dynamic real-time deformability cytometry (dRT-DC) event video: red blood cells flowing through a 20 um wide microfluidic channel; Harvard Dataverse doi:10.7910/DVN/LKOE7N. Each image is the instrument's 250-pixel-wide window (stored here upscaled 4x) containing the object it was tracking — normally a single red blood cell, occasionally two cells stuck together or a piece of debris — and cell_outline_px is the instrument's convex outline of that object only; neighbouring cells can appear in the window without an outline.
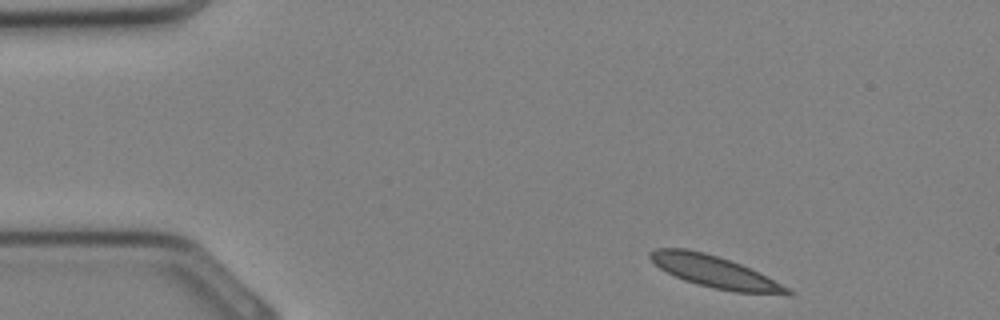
{"species": "Egyptian fruit bat (a non-hibernating species)", "species_latin": "Rousettus aegyptiacus", "temperature_condition": "cold", "stored_images_in_passage": 30, "camera_frame_rate_fps": 3000, "um_per_image_px": 0.085, "animal": {"sex": "female"}, "frame": {"image": 1, "passage_image": 1, "time_ms": 0.0, "image_size_px": [1000, 320], "cell_outline_px": [[792, 296], [788, 296], [736, 292], [696, 284], [684, 280], [660, 268], [648, 256], [648, 252], [656, 248], [688, 248], [704, 252], [740, 264], [760, 272], [788, 288], [792, 292]], "centroid_in_image_um": [60.8, 23.11], "position_along_channel_um": 24.2, "area_um2": 25.37}}
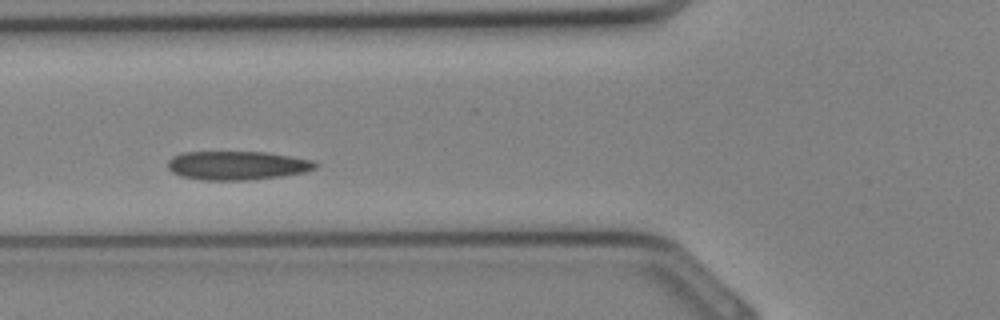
{"frame": {"image": 2, "passage_image": 9, "time_ms": 2.667, "image_size_px": [1000, 320], "cell_outline_px": [[320, 164], [316, 168], [304, 172], [284, 176], [248, 180], [200, 180], [180, 176], [172, 172], [168, 168], [168, 160], [172, 156], [184, 152], [264, 152], [292, 156], [312, 160]], "centroid_in_image_um": [20.17, 14.07], "position_along_channel_um": 105.6, "area_um2": 24.97}}
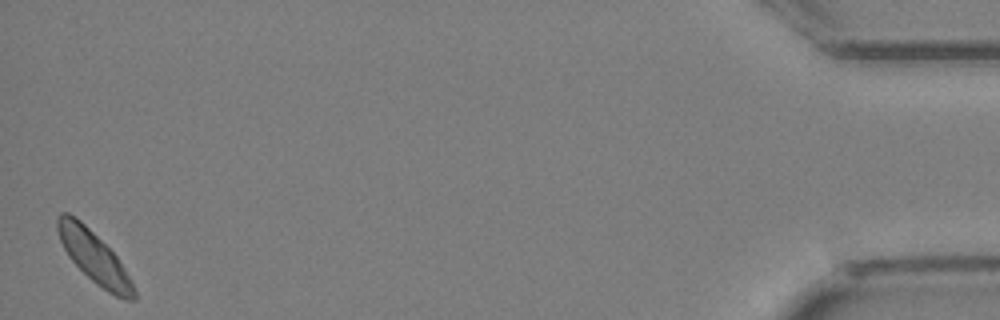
{"frame": {"image": 3, "passage_image": 30, "time_ms": 9.667, "image_size_px": [1000, 320], "cell_outline_px": [[136, 300], [128, 300], [116, 296], [108, 292], [96, 284], [68, 256], [60, 240], [56, 228], [56, 220], [60, 212], [68, 212], [80, 220], [116, 256], [132, 280], [136, 292]], "centroid_in_image_um": [7.99, 21.86], "position_along_channel_um": 427.2, "area_um2": 22.48}}